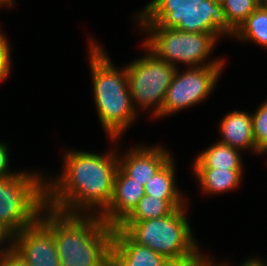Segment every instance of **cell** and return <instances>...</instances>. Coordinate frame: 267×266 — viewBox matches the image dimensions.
I'll list each match as a JSON object with an SVG mask.
<instances>
[{
    "mask_svg": "<svg viewBox=\"0 0 267 266\" xmlns=\"http://www.w3.org/2000/svg\"><path fill=\"white\" fill-rule=\"evenodd\" d=\"M187 206L160 218L122 221L117 228L133 242L149 247L170 262L186 264L201 252L185 215Z\"/></svg>",
    "mask_w": 267,
    "mask_h": 266,
    "instance_id": "cell-4",
    "label": "cell"
},
{
    "mask_svg": "<svg viewBox=\"0 0 267 266\" xmlns=\"http://www.w3.org/2000/svg\"><path fill=\"white\" fill-rule=\"evenodd\" d=\"M0 266H29L10 246L0 256Z\"/></svg>",
    "mask_w": 267,
    "mask_h": 266,
    "instance_id": "cell-23",
    "label": "cell"
},
{
    "mask_svg": "<svg viewBox=\"0 0 267 266\" xmlns=\"http://www.w3.org/2000/svg\"><path fill=\"white\" fill-rule=\"evenodd\" d=\"M166 266H186V264L169 262Z\"/></svg>",
    "mask_w": 267,
    "mask_h": 266,
    "instance_id": "cell-29",
    "label": "cell"
},
{
    "mask_svg": "<svg viewBox=\"0 0 267 266\" xmlns=\"http://www.w3.org/2000/svg\"><path fill=\"white\" fill-rule=\"evenodd\" d=\"M185 203L186 200H164L144 194L134 210L123 221H143L167 216L175 209L186 206L187 203Z\"/></svg>",
    "mask_w": 267,
    "mask_h": 266,
    "instance_id": "cell-18",
    "label": "cell"
},
{
    "mask_svg": "<svg viewBox=\"0 0 267 266\" xmlns=\"http://www.w3.org/2000/svg\"><path fill=\"white\" fill-rule=\"evenodd\" d=\"M139 25L144 33H149L143 43L160 59L176 68V62L184 63L188 68L225 65L222 58L212 61L208 58L219 40L215 34L185 32L174 28H162L157 24ZM206 59L209 61L206 62Z\"/></svg>",
    "mask_w": 267,
    "mask_h": 266,
    "instance_id": "cell-7",
    "label": "cell"
},
{
    "mask_svg": "<svg viewBox=\"0 0 267 266\" xmlns=\"http://www.w3.org/2000/svg\"><path fill=\"white\" fill-rule=\"evenodd\" d=\"M7 40L5 34L0 32V82L6 80L11 73V50Z\"/></svg>",
    "mask_w": 267,
    "mask_h": 266,
    "instance_id": "cell-22",
    "label": "cell"
},
{
    "mask_svg": "<svg viewBox=\"0 0 267 266\" xmlns=\"http://www.w3.org/2000/svg\"><path fill=\"white\" fill-rule=\"evenodd\" d=\"M240 41L251 40L267 48V5H259L233 33Z\"/></svg>",
    "mask_w": 267,
    "mask_h": 266,
    "instance_id": "cell-19",
    "label": "cell"
},
{
    "mask_svg": "<svg viewBox=\"0 0 267 266\" xmlns=\"http://www.w3.org/2000/svg\"><path fill=\"white\" fill-rule=\"evenodd\" d=\"M110 261L114 266H166L170 261L147 246L133 242L114 227Z\"/></svg>",
    "mask_w": 267,
    "mask_h": 266,
    "instance_id": "cell-13",
    "label": "cell"
},
{
    "mask_svg": "<svg viewBox=\"0 0 267 266\" xmlns=\"http://www.w3.org/2000/svg\"><path fill=\"white\" fill-rule=\"evenodd\" d=\"M63 155L61 174L46 180V207L65 214L100 215L113 196L117 151L102 155L68 150Z\"/></svg>",
    "mask_w": 267,
    "mask_h": 266,
    "instance_id": "cell-1",
    "label": "cell"
},
{
    "mask_svg": "<svg viewBox=\"0 0 267 266\" xmlns=\"http://www.w3.org/2000/svg\"><path fill=\"white\" fill-rule=\"evenodd\" d=\"M131 149V150H130ZM124 157L118 154V166L134 181L145 185L172 157L163 146L132 147Z\"/></svg>",
    "mask_w": 267,
    "mask_h": 266,
    "instance_id": "cell-12",
    "label": "cell"
},
{
    "mask_svg": "<svg viewBox=\"0 0 267 266\" xmlns=\"http://www.w3.org/2000/svg\"><path fill=\"white\" fill-rule=\"evenodd\" d=\"M212 1H214L216 3H222L224 0H212Z\"/></svg>",
    "mask_w": 267,
    "mask_h": 266,
    "instance_id": "cell-31",
    "label": "cell"
},
{
    "mask_svg": "<svg viewBox=\"0 0 267 266\" xmlns=\"http://www.w3.org/2000/svg\"><path fill=\"white\" fill-rule=\"evenodd\" d=\"M7 147L8 146L5 144V142H0V179L16 174V171L14 172L13 170L12 173L11 169L9 170L10 161Z\"/></svg>",
    "mask_w": 267,
    "mask_h": 266,
    "instance_id": "cell-24",
    "label": "cell"
},
{
    "mask_svg": "<svg viewBox=\"0 0 267 266\" xmlns=\"http://www.w3.org/2000/svg\"><path fill=\"white\" fill-rule=\"evenodd\" d=\"M205 255L206 254H202V252H200L195 258L187 262L186 266H228V263L226 264L225 262L220 264H213V261L210 260L209 256L207 257Z\"/></svg>",
    "mask_w": 267,
    "mask_h": 266,
    "instance_id": "cell-25",
    "label": "cell"
},
{
    "mask_svg": "<svg viewBox=\"0 0 267 266\" xmlns=\"http://www.w3.org/2000/svg\"><path fill=\"white\" fill-rule=\"evenodd\" d=\"M220 122V143L242 150L261 154L256 148L252 129V115L245 111L234 110L227 113ZM250 148V149H249Z\"/></svg>",
    "mask_w": 267,
    "mask_h": 266,
    "instance_id": "cell-14",
    "label": "cell"
},
{
    "mask_svg": "<svg viewBox=\"0 0 267 266\" xmlns=\"http://www.w3.org/2000/svg\"><path fill=\"white\" fill-rule=\"evenodd\" d=\"M252 129L255 148L261 154L267 152V100L252 113Z\"/></svg>",
    "mask_w": 267,
    "mask_h": 266,
    "instance_id": "cell-21",
    "label": "cell"
},
{
    "mask_svg": "<svg viewBox=\"0 0 267 266\" xmlns=\"http://www.w3.org/2000/svg\"><path fill=\"white\" fill-rule=\"evenodd\" d=\"M20 171L0 179V230L11 239L37 221L46 208V178Z\"/></svg>",
    "mask_w": 267,
    "mask_h": 266,
    "instance_id": "cell-6",
    "label": "cell"
},
{
    "mask_svg": "<svg viewBox=\"0 0 267 266\" xmlns=\"http://www.w3.org/2000/svg\"><path fill=\"white\" fill-rule=\"evenodd\" d=\"M239 152L218 141L201 151L194 160L193 168L244 169Z\"/></svg>",
    "mask_w": 267,
    "mask_h": 266,
    "instance_id": "cell-16",
    "label": "cell"
},
{
    "mask_svg": "<svg viewBox=\"0 0 267 266\" xmlns=\"http://www.w3.org/2000/svg\"><path fill=\"white\" fill-rule=\"evenodd\" d=\"M142 45L148 53L126 66L128 87L135 110L151 107L155 118L162 111L167 89L177 68L160 59L144 43Z\"/></svg>",
    "mask_w": 267,
    "mask_h": 266,
    "instance_id": "cell-8",
    "label": "cell"
},
{
    "mask_svg": "<svg viewBox=\"0 0 267 266\" xmlns=\"http://www.w3.org/2000/svg\"><path fill=\"white\" fill-rule=\"evenodd\" d=\"M6 242H10V239L8 238V237H6L3 233H2V231L0 230V256L4 253V251L6 250V248L9 246V244L8 245H6L5 246V243Z\"/></svg>",
    "mask_w": 267,
    "mask_h": 266,
    "instance_id": "cell-27",
    "label": "cell"
},
{
    "mask_svg": "<svg viewBox=\"0 0 267 266\" xmlns=\"http://www.w3.org/2000/svg\"><path fill=\"white\" fill-rule=\"evenodd\" d=\"M260 5H267V0H258Z\"/></svg>",
    "mask_w": 267,
    "mask_h": 266,
    "instance_id": "cell-30",
    "label": "cell"
},
{
    "mask_svg": "<svg viewBox=\"0 0 267 266\" xmlns=\"http://www.w3.org/2000/svg\"><path fill=\"white\" fill-rule=\"evenodd\" d=\"M88 47L95 105L99 120L110 139H120L122 133L137 118L128 87L126 66L118 70L108 54L96 41Z\"/></svg>",
    "mask_w": 267,
    "mask_h": 266,
    "instance_id": "cell-3",
    "label": "cell"
},
{
    "mask_svg": "<svg viewBox=\"0 0 267 266\" xmlns=\"http://www.w3.org/2000/svg\"><path fill=\"white\" fill-rule=\"evenodd\" d=\"M223 67L225 66L211 65L187 68L181 73L177 68L167 89L162 111L156 118L176 113L210 96L218 83Z\"/></svg>",
    "mask_w": 267,
    "mask_h": 266,
    "instance_id": "cell-9",
    "label": "cell"
},
{
    "mask_svg": "<svg viewBox=\"0 0 267 266\" xmlns=\"http://www.w3.org/2000/svg\"><path fill=\"white\" fill-rule=\"evenodd\" d=\"M175 164L171 157L144 185L145 194L164 200H186L175 182Z\"/></svg>",
    "mask_w": 267,
    "mask_h": 266,
    "instance_id": "cell-17",
    "label": "cell"
},
{
    "mask_svg": "<svg viewBox=\"0 0 267 266\" xmlns=\"http://www.w3.org/2000/svg\"><path fill=\"white\" fill-rule=\"evenodd\" d=\"M221 4L225 24L233 32L260 5L258 0H224Z\"/></svg>",
    "mask_w": 267,
    "mask_h": 266,
    "instance_id": "cell-20",
    "label": "cell"
},
{
    "mask_svg": "<svg viewBox=\"0 0 267 266\" xmlns=\"http://www.w3.org/2000/svg\"><path fill=\"white\" fill-rule=\"evenodd\" d=\"M144 194V185L134 181L118 167L112 199L99 215L100 218L108 225L117 227L134 210Z\"/></svg>",
    "mask_w": 267,
    "mask_h": 266,
    "instance_id": "cell-11",
    "label": "cell"
},
{
    "mask_svg": "<svg viewBox=\"0 0 267 266\" xmlns=\"http://www.w3.org/2000/svg\"><path fill=\"white\" fill-rule=\"evenodd\" d=\"M9 246L29 266H60L54 233L40 218L14 235Z\"/></svg>",
    "mask_w": 267,
    "mask_h": 266,
    "instance_id": "cell-10",
    "label": "cell"
},
{
    "mask_svg": "<svg viewBox=\"0 0 267 266\" xmlns=\"http://www.w3.org/2000/svg\"><path fill=\"white\" fill-rule=\"evenodd\" d=\"M106 266H114L111 261Z\"/></svg>",
    "mask_w": 267,
    "mask_h": 266,
    "instance_id": "cell-32",
    "label": "cell"
},
{
    "mask_svg": "<svg viewBox=\"0 0 267 266\" xmlns=\"http://www.w3.org/2000/svg\"><path fill=\"white\" fill-rule=\"evenodd\" d=\"M239 266H266V262L263 259L261 260V258L251 257V259L249 258Z\"/></svg>",
    "mask_w": 267,
    "mask_h": 266,
    "instance_id": "cell-26",
    "label": "cell"
},
{
    "mask_svg": "<svg viewBox=\"0 0 267 266\" xmlns=\"http://www.w3.org/2000/svg\"><path fill=\"white\" fill-rule=\"evenodd\" d=\"M40 219L53 231L60 266H106L114 227L99 215L65 214L46 207Z\"/></svg>",
    "mask_w": 267,
    "mask_h": 266,
    "instance_id": "cell-2",
    "label": "cell"
},
{
    "mask_svg": "<svg viewBox=\"0 0 267 266\" xmlns=\"http://www.w3.org/2000/svg\"><path fill=\"white\" fill-rule=\"evenodd\" d=\"M138 14L139 24L215 34L218 38L234 33L225 24L222 4L212 0H151Z\"/></svg>",
    "mask_w": 267,
    "mask_h": 266,
    "instance_id": "cell-5",
    "label": "cell"
},
{
    "mask_svg": "<svg viewBox=\"0 0 267 266\" xmlns=\"http://www.w3.org/2000/svg\"><path fill=\"white\" fill-rule=\"evenodd\" d=\"M14 1L15 0H0V6L5 5L11 8L14 4Z\"/></svg>",
    "mask_w": 267,
    "mask_h": 266,
    "instance_id": "cell-28",
    "label": "cell"
},
{
    "mask_svg": "<svg viewBox=\"0 0 267 266\" xmlns=\"http://www.w3.org/2000/svg\"><path fill=\"white\" fill-rule=\"evenodd\" d=\"M195 178L204 194H219L233 191L243 180L244 169L193 168Z\"/></svg>",
    "mask_w": 267,
    "mask_h": 266,
    "instance_id": "cell-15",
    "label": "cell"
}]
</instances>
